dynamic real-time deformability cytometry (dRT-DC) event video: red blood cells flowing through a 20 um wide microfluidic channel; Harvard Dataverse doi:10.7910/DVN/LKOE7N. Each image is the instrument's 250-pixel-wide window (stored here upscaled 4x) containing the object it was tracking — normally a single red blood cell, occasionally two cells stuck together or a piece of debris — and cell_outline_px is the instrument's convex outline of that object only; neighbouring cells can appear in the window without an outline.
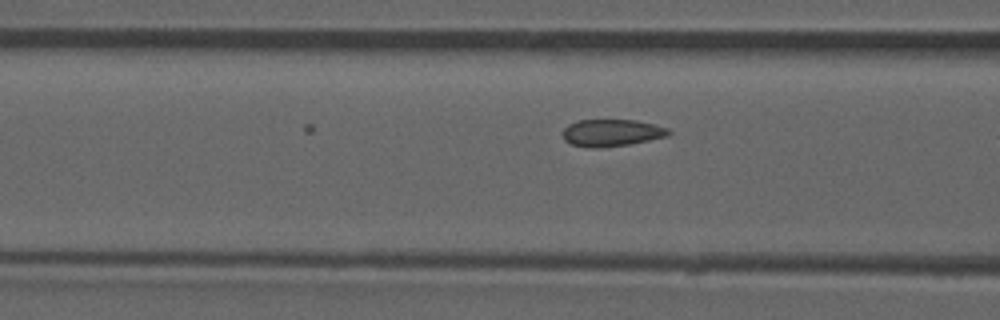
{"species": "common noctule bat (a hibernating species)", "species_latin": "Nyctalus noctula", "temperature_condition": "room temperature", "stored_images_in_passage": 7, "camera_frame_rate_fps": 3000, "um_per_image_px": 0.085, "animal": {"sex": "male", "forearm_length_mm": 52.5}, "frame": {"image": 1, "passage_image": 7, "time_ms": 2.0, "image_size_px": [1000, 320], "cell_outline_px": [[672, 132], [668, 136], [628, 144], [600, 148], [588, 148], [572, 144], [564, 140], [564, 128], [568, 124], [576, 120], [636, 120], [668, 128]], "centroid_in_image_um": [51.98, 11.28], "position_along_channel_um": 114.6, "area_um2": 16.65}}